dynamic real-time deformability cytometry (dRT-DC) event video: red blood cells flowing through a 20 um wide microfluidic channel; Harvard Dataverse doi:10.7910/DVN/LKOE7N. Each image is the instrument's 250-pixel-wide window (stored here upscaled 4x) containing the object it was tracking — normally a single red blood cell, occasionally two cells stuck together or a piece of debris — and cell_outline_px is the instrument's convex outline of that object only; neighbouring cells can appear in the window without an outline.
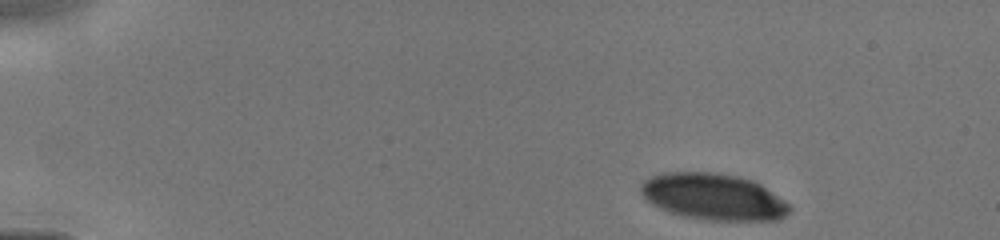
{"species": "human", "species_latin": "Homo sapiens", "temperature_condition": "cold", "stored_images_in_passage": 19, "camera_frame_rate_fps": 3000, "um_per_image_px": 0.085, "donor": {"sex": "male"}, "frame": {"image": 1, "passage_image": 1, "time_ms": 0.0, "image_size_px": [1000, 240], "cell_outline_px": [[792, 208], [784, 216], [776, 220], [708, 220], [684, 216], [660, 208], [652, 204], [640, 192], [640, 184], [644, 180], [652, 176], [664, 172], [708, 172], [736, 176], [752, 180], [760, 184], [784, 200]], "centroid_in_image_um": [60.62, 16.72], "position_along_channel_um": 24.4, "area_um2": 39.88}}
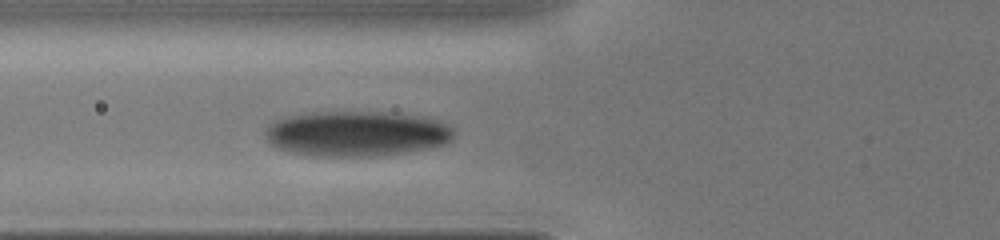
{"frame": {"image": 2, "passage_image": 10, "time_ms": 4.0, "image_size_px": [1000, 240], "cell_outline_px": [[452, 136], [444, 144], [432, 148], [368, 156], [308, 156], [288, 152], [272, 144], [268, 140], [264, 132], [264, 128], [268, 124], [276, 120], [288, 116], [312, 112], [388, 112], [436, 120], [448, 124], [452, 128]], "centroid_in_image_um": [30.23, 11.36], "position_along_channel_um": 95.6, "area_um2": 49.42}}
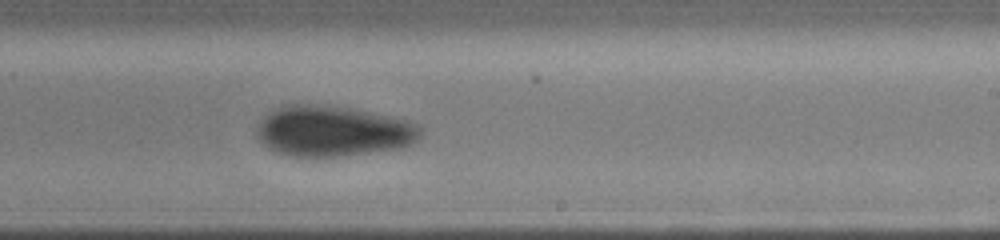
{"frame": {"image": 3, "passage_image": 19, "time_ms": 7.667, "image_size_px": [1000, 240], "cell_outline_px": [[420, 136], [412, 144], [400, 148], [336, 156], [292, 156], [276, 152], [268, 148], [256, 136], [256, 128], [264, 116], [268, 112], [276, 108], [288, 104], [328, 104], [392, 116], [408, 120], [420, 124]], "centroid_in_image_um": [28.29, 11.12], "position_along_channel_um": 260.7, "area_um2": 48.38}}